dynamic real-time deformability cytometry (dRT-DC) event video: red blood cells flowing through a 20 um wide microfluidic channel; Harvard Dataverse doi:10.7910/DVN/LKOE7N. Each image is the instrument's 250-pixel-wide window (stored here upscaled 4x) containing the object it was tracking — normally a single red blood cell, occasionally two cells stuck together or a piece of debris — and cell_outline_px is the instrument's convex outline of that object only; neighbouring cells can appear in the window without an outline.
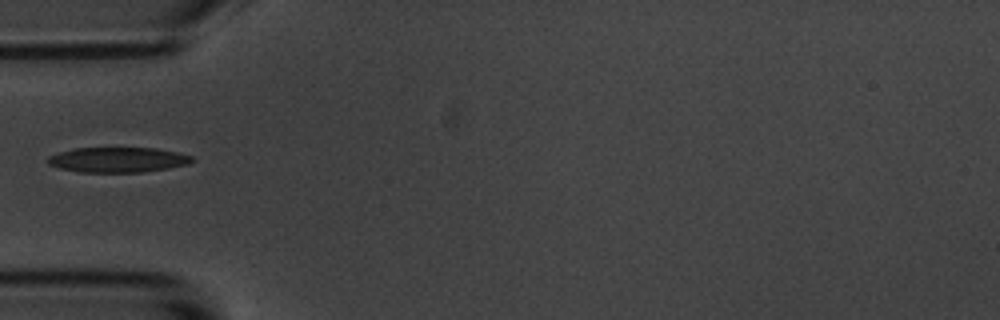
{"species": "common noctule bat (a hibernating species)", "species_latin": "Nyctalus noctula", "temperature_condition": "room temperature", "stored_images_in_passage": 10, "camera_frame_rate_fps": 3000, "um_per_image_px": 0.085, "animal": {"sex": "male", "body_mass_g": 20.1, "forearm_length_mm": 53.5}, "frame": {"image": 1, "passage_image": 4, "time_ms": 3.667, "image_size_px": [1000, 320], "cell_outline_px": [[196, 160], [188, 164], [168, 168], [140, 172], [80, 172], [60, 168], [48, 164], [48, 156], [60, 152], [76, 148], [156, 148], [176, 152], [192, 156]], "centroid_in_image_um": [10.04, 13.58], "position_along_channel_um": 75.0, "area_um2": 20.98}}
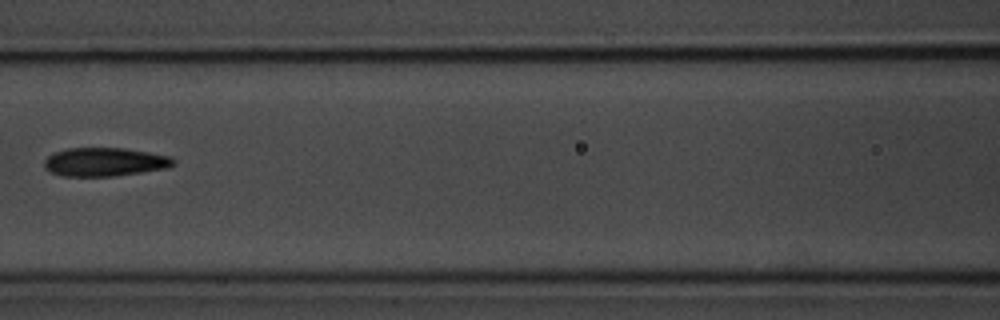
{"frame": {"image": 2, "passage_image": 6, "time_ms": 6.0, "image_size_px": [1000, 320], "cell_outline_px": [[176, 164], [168, 168], [116, 176], [64, 176], [52, 172], [44, 164], [44, 160], [48, 156], [56, 152], [68, 148], [124, 148], [148, 152], [168, 156], [176, 160]], "centroid_in_image_um": [8.95, 13.76], "position_along_channel_um": 157.6, "area_um2": 21.39}}
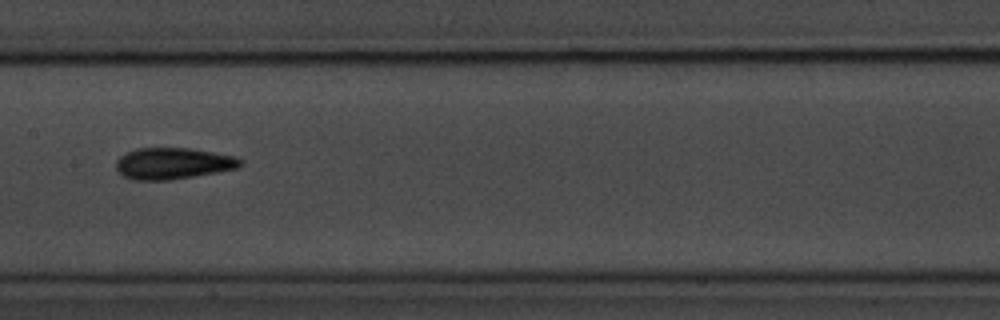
{"frame": {"image": 3, "passage_image": 7, "time_ms": 7.0, "image_size_px": [1000, 320], "cell_outline_px": [[244, 164], [236, 168], [216, 172], [168, 180], [136, 180], [124, 176], [116, 168], [116, 160], [120, 156], [136, 148], [192, 148], [236, 156], [244, 160]], "centroid_in_image_um": [14.74, 13.88], "position_along_channel_um": 192.7, "area_um2": 22.72}}